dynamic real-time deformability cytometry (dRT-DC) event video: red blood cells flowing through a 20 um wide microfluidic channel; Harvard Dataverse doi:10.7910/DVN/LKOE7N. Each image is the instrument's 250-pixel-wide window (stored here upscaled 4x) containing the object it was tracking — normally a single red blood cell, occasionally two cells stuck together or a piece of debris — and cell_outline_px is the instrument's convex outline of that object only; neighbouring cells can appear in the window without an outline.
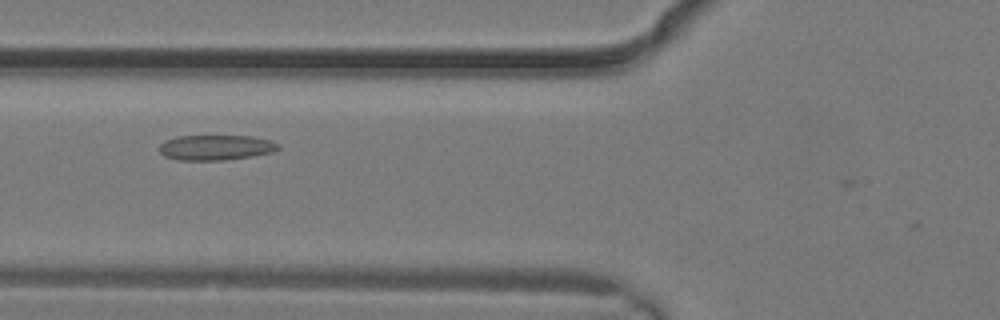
{"species": "common noctule bat (a hibernating species)", "species_latin": "Nyctalus noctula", "temperature_condition": "warm", "stored_images_in_passage": 4, "camera_frame_rate_fps": 3000, "um_per_image_px": 0.085, "animal": {"sex": "male", "body_mass_g": 19.2, "forearm_length_mm": 51.8}, "frame": {"image": 1, "passage_image": 3, "time_ms": 0.667, "image_size_px": [1000, 320], "cell_outline_px": [[280, 148], [272, 152], [252, 156], [224, 160], [180, 160], [164, 156], [160, 152], [160, 144], [164, 140], [176, 136], [252, 136], [268, 140], [280, 144]], "centroid_in_image_um": [18.33, 12.53], "position_along_channel_um": 107.5, "area_um2": 17.46}}